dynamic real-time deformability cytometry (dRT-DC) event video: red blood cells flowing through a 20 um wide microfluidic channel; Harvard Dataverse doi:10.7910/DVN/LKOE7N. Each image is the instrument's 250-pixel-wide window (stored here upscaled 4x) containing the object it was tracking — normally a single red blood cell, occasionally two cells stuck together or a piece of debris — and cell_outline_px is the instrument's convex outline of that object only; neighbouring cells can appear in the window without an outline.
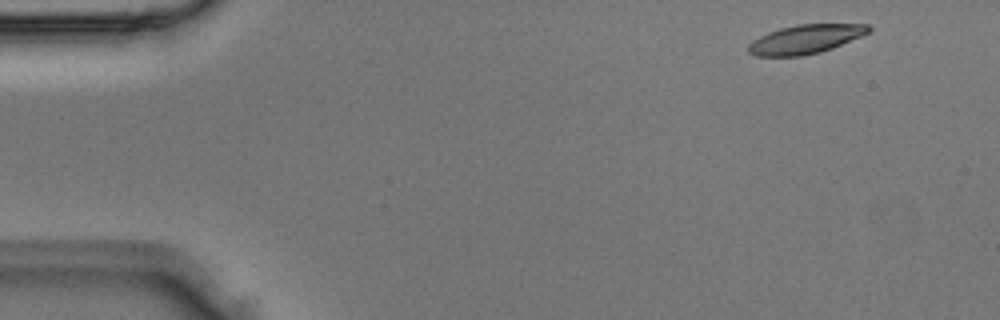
{"species": "Egyptian fruit bat (a non-hibernating species)", "species_latin": "Rousettus aegyptiacus", "temperature_condition": "room temperature", "stored_images_in_passage": 4, "camera_frame_rate_fps": 3000, "um_per_image_px": 0.085, "animal": {"sex": "male"}, "frame": {"image": 1, "passage_image": 1, "time_ms": 0.0, "image_size_px": [1000, 320], "cell_outline_px": [[872, 28], [868, 32], [860, 36], [832, 48], [820, 52], [804, 56], [756, 56], [748, 52], [748, 44], [752, 40], [768, 32], [780, 28], [796, 24], [868, 24]], "centroid_in_image_um": [68.42, 3.33], "position_along_channel_um": 16.6, "area_um2": 20.23}}